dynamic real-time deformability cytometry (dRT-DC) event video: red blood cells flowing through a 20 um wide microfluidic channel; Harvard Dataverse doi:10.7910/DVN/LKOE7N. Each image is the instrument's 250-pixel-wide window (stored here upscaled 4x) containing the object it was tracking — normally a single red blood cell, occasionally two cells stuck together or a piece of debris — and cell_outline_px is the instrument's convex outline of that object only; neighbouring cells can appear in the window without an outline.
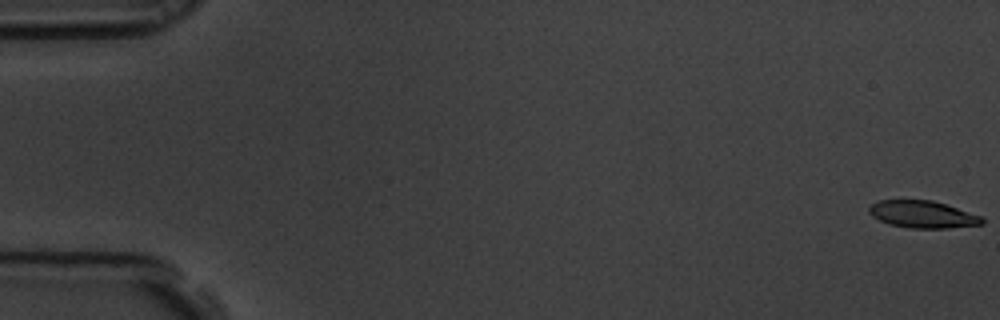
{"species": "common noctule bat (a hibernating species)", "species_latin": "Nyctalus noctula", "temperature_condition": "room temperature", "stored_images_in_passage": 60, "camera_frame_rate_fps": 3000, "um_per_image_px": 0.085, "animal": {"sex": "male", "body_mass_g": 19.5, "forearm_length_mm": 54.6}, "frame": {"image": 1, "passage_image": 1, "time_ms": 0.0, "image_size_px": [1000, 320], "cell_outline_px": [[984, 224], [948, 228], [908, 228], [888, 224], [872, 216], [868, 212], [868, 208], [872, 204], [880, 200], [932, 200], [980, 216], [984, 220]], "centroid_in_image_um": [78.39, 18.23], "position_along_channel_um": 6.6, "area_um2": 17.74}}
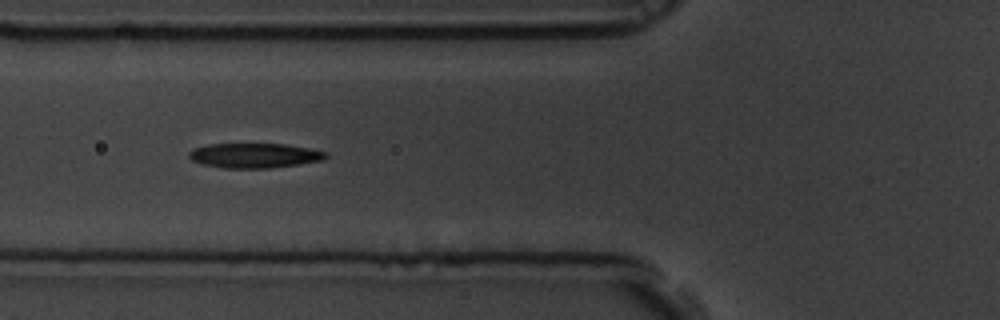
{"frame": {"image": 2, "passage_image": 23, "time_ms": 7.333, "image_size_px": [1000, 320], "cell_outline_px": [[328, 156], [324, 160], [272, 168], [224, 168], [200, 164], [192, 160], [188, 156], [188, 152], [192, 148], [208, 144], [284, 144], [312, 148], [328, 152]], "centroid_in_image_um": [21.63, 13.22], "position_along_channel_um": 104.2, "area_um2": 20.0}}
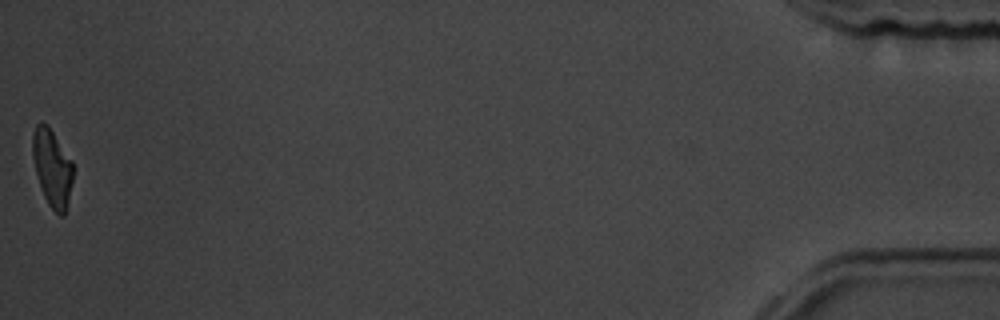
{"frame": {"image": 3, "passage_image": 60, "time_ms": 19.667, "image_size_px": [1000, 320], "cell_outline_px": [[72, 180], [68, 204], [64, 216], [60, 216], [48, 204], [44, 196], [36, 172], [32, 156], [32, 136], [36, 124], [40, 120], [48, 124], [72, 160]], "centroid_in_image_um": [4.43, 14.23], "position_along_channel_um": 430.8, "area_um2": 18.26}, "authors_computed_cell_mechanics": {"area_um2": 19.8832, "velocity_mm_per_s": 3.4463, "shape_relaxation_time_tau1_ms": 3.9009, "shape_relaxation_time_tau2_ms": 5.3935, "deformation_change_tau1": 0.1454, "deformation_change_tau2": 0.1261}}